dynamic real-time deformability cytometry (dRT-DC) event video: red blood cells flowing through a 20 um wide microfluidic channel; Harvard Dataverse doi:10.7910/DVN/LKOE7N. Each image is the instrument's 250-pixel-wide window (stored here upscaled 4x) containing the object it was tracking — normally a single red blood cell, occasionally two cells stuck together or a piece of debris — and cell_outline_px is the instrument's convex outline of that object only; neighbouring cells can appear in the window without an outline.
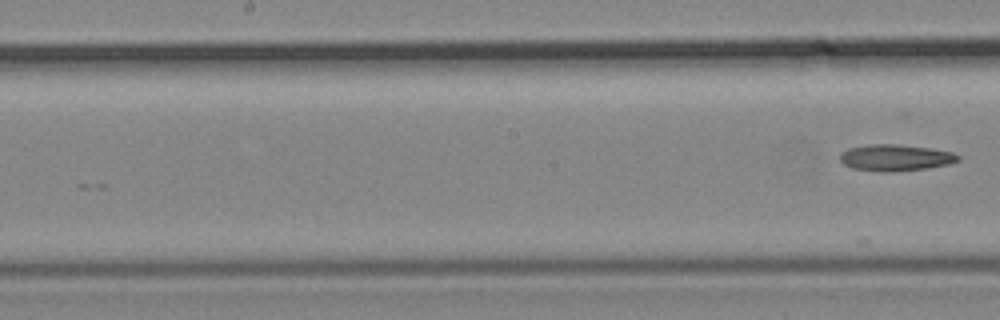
{"species": "common noctule bat (a hibernating species)", "species_latin": "Nyctalus noctula", "temperature_condition": "cold", "stored_images_in_passage": 6, "segment_of_instrument_passage": [2, 2], "camera_frame_rate_fps": 3000, "um_per_image_px": 0.085, "animal": {"sex": "male", "body_mass_g": 19.2, "forearm_length_mm": 51.8}, "frame": {"image": 1, "passage_image": 6, "time_ms": 1.667, "image_size_px": [1000, 320], "cell_outline_px": [[960, 160], [948, 164], [928, 168], [888, 172], [880, 172], [852, 168], [844, 164], [840, 160], [840, 152], [848, 148], [868, 144], [896, 144], [932, 148], [952, 152], [960, 156]], "centroid_in_image_um": [76.1, 13.4], "position_along_channel_um": 172.1, "area_um2": 18.32}}